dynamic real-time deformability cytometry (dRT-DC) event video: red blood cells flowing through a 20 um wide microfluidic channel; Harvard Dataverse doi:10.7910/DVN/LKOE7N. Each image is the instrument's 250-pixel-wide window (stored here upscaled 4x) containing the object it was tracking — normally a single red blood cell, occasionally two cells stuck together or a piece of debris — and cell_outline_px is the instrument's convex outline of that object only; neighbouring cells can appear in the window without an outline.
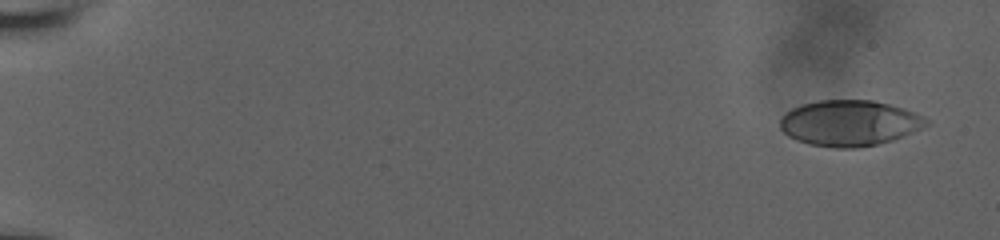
{"species": "human", "species_latin": "Homo sapiens", "temperature_condition": "room temperature", "stored_images_in_passage": 57, "camera_frame_rate_fps": 3000, "um_per_image_px": 0.085, "donor": {"sex": "male"}, "frame": {"image": 1, "passage_image": 3, "time_ms": 0.667, "image_size_px": [1000, 240], "cell_outline_px": [[928, 124], [904, 136], [892, 140], [876, 144], [856, 148], [836, 148], [808, 144], [796, 140], [788, 136], [780, 128], [780, 120], [792, 108], [804, 104], [820, 100], [872, 100], [904, 108], [924, 116], [928, 120]], "centroid_in_image_um": [72.21, 10.46], "position_along_channel_um": 12.8, "area_um2": 38.78}}
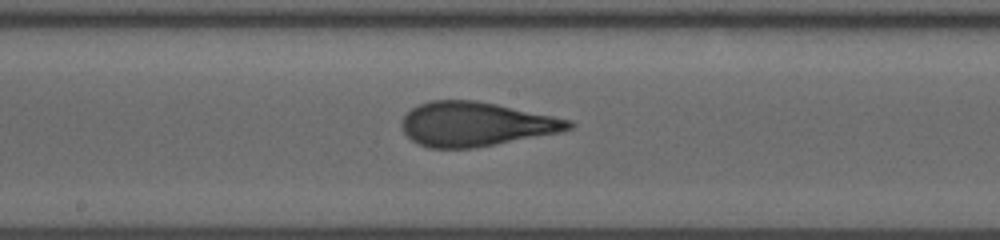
{"frame": {"image": 2, "passage_image": 33, "time_ms": 10.667, "image_size_px": [1000, 240], "cell_outline_px": [[576, 124], [572, 128], [560, 132], [472, 148], [428, 148], [412, 140], [404, 132], [400, 124], [400, 120], [412, 108], [420, 104], [432, 100], [476, 100], [496, 104], [572, 120]], "centroid_in_image_um": [40.42, 10.54], "position_along_channel_um": 207.8, "area_um2": 42.77}}
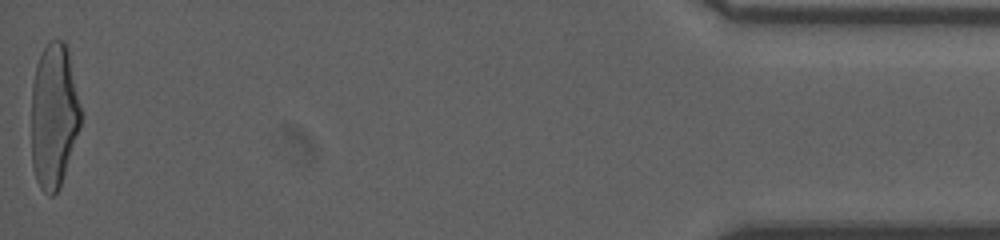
{"frame": {"image": 3, "passage_image": 57, "time_ms": 18.667, "image_size_px": [1000, 240], "cell_outline_px": [[80, 128], [60, 188], [52, 196], [48, 196], [40, 188], [36, 180], [32, 164], [32, 84], [36, 64], [44, 48], [52, 40], [64, 40], [68, 48], [80, 108]], "centroid_in_image_um": [4.57, 9.87], "position_along_channel_um": 430.6, "area_um2": 41.56}, "authors_computed_cell_mechanics": {"area_um2": 41.5582, "velocity_mm_per_s": 3.8408, "shape_relaxation_time_tau1_ms": 5.4277, "shape_relaxation_time_tau2_ms": 0.9285, "deformation_change_tau1": 0.2169, "deformation_change_tau2": 0.0927}}